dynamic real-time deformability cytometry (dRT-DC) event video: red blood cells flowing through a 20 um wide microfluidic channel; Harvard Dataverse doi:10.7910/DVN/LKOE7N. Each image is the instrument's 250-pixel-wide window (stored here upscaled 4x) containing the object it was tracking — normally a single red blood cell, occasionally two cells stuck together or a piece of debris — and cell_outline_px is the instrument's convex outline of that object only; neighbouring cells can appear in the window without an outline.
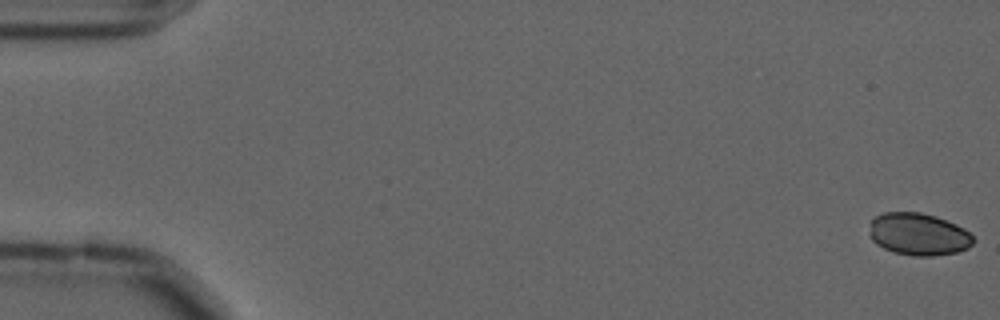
{"species": "common noctule bat (a hibernating species)", "species_latin": "Nyctalus noctula", "temperature_condition": "cold", "stored_images_in_passage": 6, "camera_frame_rate_fps": 3000, "um_per_image_px": 0.085, "animal": {"sex": "male", "forearm_length_mm": 52.5}, "frame": {"image": 1, "passage_image": 1, "time_ms": 0.0, "image_size_px": [1000, 320], "cell_outline_px": [[976, 240], [968, 248], [956, 252], [932, 256], [912, 256], [892, 252], [876, 244], [872, 240], [872, 220], [876, 216], [884, 212], [920, 212], [936, 216], [956, 224], [964, 228]], "centroid_in_image_um": [78.11, 19.91], "position_along_channel_um": 6.9, "area_um2": 25.49}}